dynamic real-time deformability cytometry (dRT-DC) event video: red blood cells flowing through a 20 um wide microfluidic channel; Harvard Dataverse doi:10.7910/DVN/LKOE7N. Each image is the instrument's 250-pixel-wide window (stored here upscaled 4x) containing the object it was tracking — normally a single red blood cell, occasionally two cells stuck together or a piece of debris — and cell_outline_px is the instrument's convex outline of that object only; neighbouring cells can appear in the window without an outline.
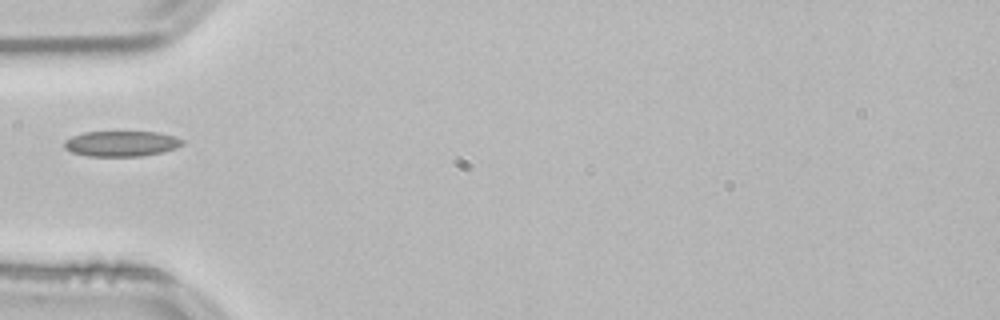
{"species": "common noctule bat (a hibernating species)", "species_latin": "Nyctalus noctula", "temperature_condition": "room temperature", "stored_images_in_passage": 29, "camera_frame_rate_fps": 3000, "um_per_image_px": 0.085, "animal": {"sex": "male", "body_mass_g": 21.5, "forearm_length_mm": 52.0}, "frame": {"image": 1, "passage_image": 1, "time_ms": 0.0, "image_size_px": [1000, 320], "cell_outline_px": [[184, 144], [176, 148], [164, 152], [140, 156], [88, 156], [72, 152], [64, 148], [64, 140], [72, 136], [84, 132], [160, 132], [176, 136], [184, 140]], "centroid_in_image_um": [10.35, 12.2], "position_along_channel_um": 74.7, "area_um2": 17.69}}
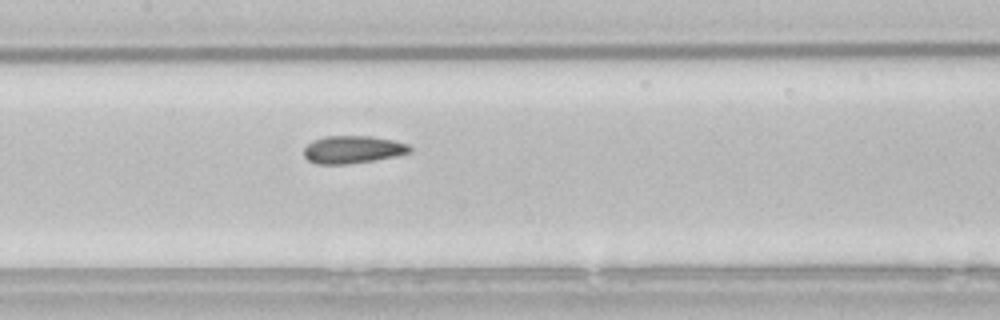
{"frame": {"image": 2, "passage_image": 9, "time_ms": 2.667, "image_size_px": [1000, 320], "cell_outline_px": [[412, 152], [396, 156], [372, 160], [344, 164], [316, 164], [308, 160], [304, 156], [304, 148], [308, 144], [324, 136], [368, 136], [392, 140], [408, 144], [412, 148]], "centroid_in_image_um": [29.99, 12.71], "position_along_channel_um": 177.4, "area_um2": 16.88}}
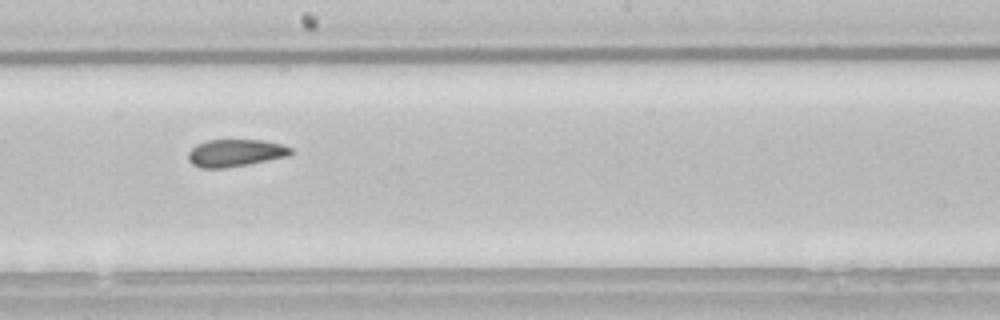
{"frame": {"image": 3, "passage_image": 13, "time_ms": 4.0, "image_size_px": [1000, 320], "cell_outline_px": [[292, 152], [288, 156], [248, 164], [224, 168], [200, 168], [192, 164], [188, 160], [188, 152], [196, 144], [208, 140], [264, 140], [280, 144], [292, 148]], "centroid_in_image_um": [19.97, 13.0], "position_along_channel_um": 228.2, "area_um2": 16.3}}